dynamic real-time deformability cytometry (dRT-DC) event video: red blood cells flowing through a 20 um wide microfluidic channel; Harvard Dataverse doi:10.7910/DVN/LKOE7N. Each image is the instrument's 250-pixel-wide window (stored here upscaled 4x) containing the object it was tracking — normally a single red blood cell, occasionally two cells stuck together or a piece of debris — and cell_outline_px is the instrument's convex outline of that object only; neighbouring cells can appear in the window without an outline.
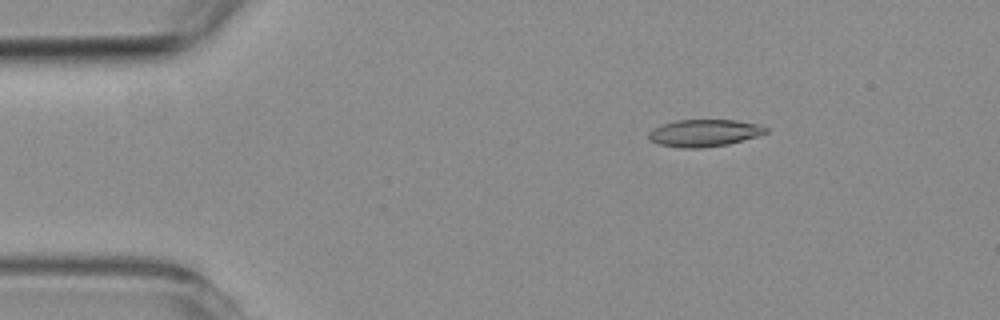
{"species": "common noctule bat (a hibernating species)", "species_latin": "Nyctalus noctula", "temperature_condition": "room temperature", "stored_images_in_passage": 57, "camera_frame_rate_fps": 3000, "um_per_image_px": 0.085, "animal": {"sex": "female", "body_mass_g": 19.3, "forearm_length_mm": 54.1}, "frame": {"image": 1, "passage_image": 9, "time_ms": 2.667, "image_size_px": [1000, 320], "cell_outline_px": [[768, 132], [756, 136], [728, 144], [700, 148], [680, 148], [656, 144], [648, 140], [648, 132], [664, 124], [676, 120], [736, 120], [756, 124], [768, 128]], "centroid_in_image_um": [59.82, 11.31], "position_along_channel_um": 25.2, "area_um2": 18.44}}
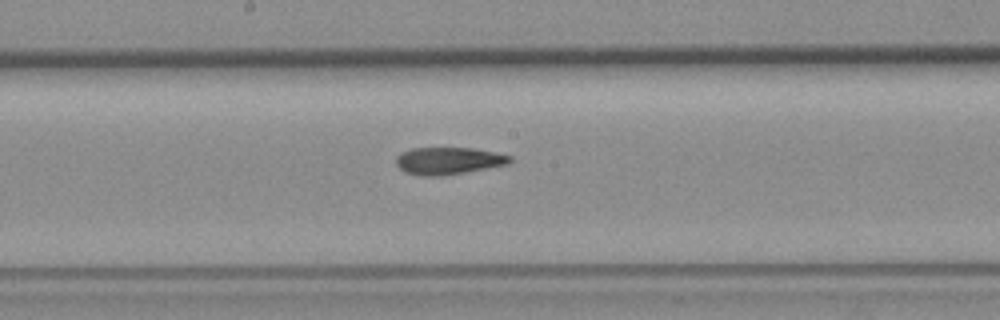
{"frame": {"image": 2, "passage_image": 30, "time_ms": 9.667, "image_size_px": [1000, 320], "cell_outline_px": [[512, 160], [508, 164], [464, 172], [440, 176], [420, 176], [404, 172], [396, 164], [396, 156], [400, 152], [412, 148], [472, 148], [496, 152], [512, 156]], "centroid_in_image_um": [38.09, 13.66], "position_along_channel_um": 210.1, "area_um2": 18.09}}
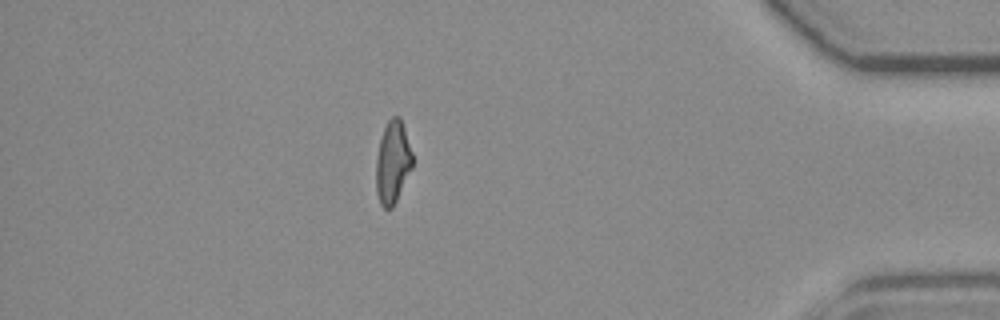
{"frame": {"image": 3, "passage_image": 50, "time_ms": 16.333, "image_size_px": [1000, 320], "cell_outline_px": [[412, 168], [392, 208], [384, 208], [380, 204], [376, 192], [376, 156], [380, 140], [384, 128], [388, 120], [392, 116], [400, 116], [412, 152]], "centroid_in_image_um": [33.36, 13.79], "position_along_channel_um": 401.8, "area_um2": 17.4}, "authors_computed_cell_mechanics": {"area_um2": 18.3804, "velocity_mm_per_s": 3.5775, "shape_relaxation_time_tau1_ms": null, "shape_relaxation_time_tau2_ms": 4.1992, "deformation_change_tau1": null, "deformation_change_tau2": 0.1385}}